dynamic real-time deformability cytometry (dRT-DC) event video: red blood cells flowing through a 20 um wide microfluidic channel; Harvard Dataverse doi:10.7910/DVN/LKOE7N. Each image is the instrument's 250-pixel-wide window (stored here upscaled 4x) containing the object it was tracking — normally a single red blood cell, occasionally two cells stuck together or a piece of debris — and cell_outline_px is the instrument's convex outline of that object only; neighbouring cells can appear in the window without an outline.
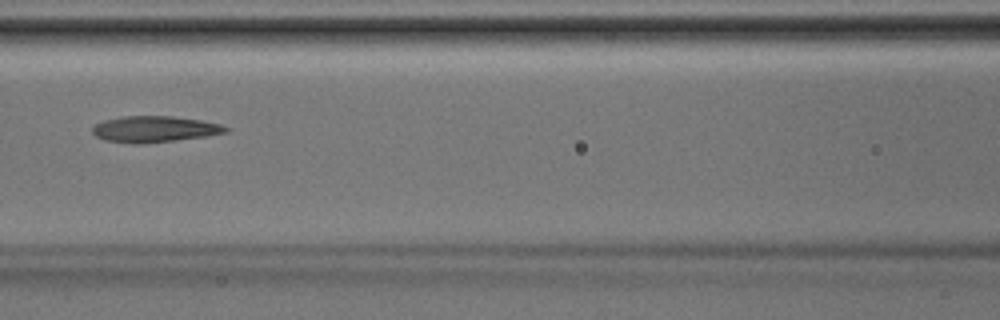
{"species": "Egyptian fruit bat (a non-hibernating species)", "species_latin": "Rousettus aegyptiacus", "temperature_condition": "room temperature", "stored_images_in_passage": 28, "camera_frame_rate_fps": 3000, "um_per_image_px": 0.085, "animal": {"sex": "male"}, "frame": {"image": 1, "passage_image": 9, "time_ms": 2.667, "image_size_px": [1000, 320], "cell_outline_px": [[228, 132], [204, 136], [176, 140], [144, 144], [132, 144], [104, 140], [96, 136], [92, 132], [92, 128], [96, 124], [104, 120], [120, 116], [172, 116], [200, 120], [220, 124], [228, 128]], "centroid_in_image_um": [13.09, 10.98], "position_along_channel_um": 153.5, "area_um2": 20.35}}